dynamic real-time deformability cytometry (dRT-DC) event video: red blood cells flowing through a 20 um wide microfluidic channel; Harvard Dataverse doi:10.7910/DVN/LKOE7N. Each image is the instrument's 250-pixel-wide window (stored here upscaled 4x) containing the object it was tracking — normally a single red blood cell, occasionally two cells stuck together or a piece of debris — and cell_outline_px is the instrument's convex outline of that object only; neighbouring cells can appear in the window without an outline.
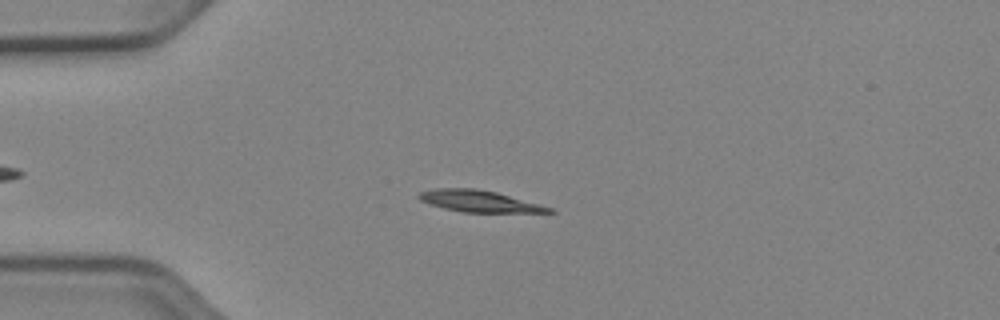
{"species": "Egyptian fruit bat (a non-hibernating species)", "species_latin": "Rousettus aegyptiacus", "temperature_condition": "cold", "stored_images_in_passage": 49, "camera_frame_rate_fps": 3000, "um_per_image_px": 0.085, "animal": {"sex": "female"}, "frame": {"image": 1, "passage_image": 10, "time_ms": 3.0, "image_size_px": [1000, 320], "cell_outline_px": [[556, 212], [464, 212], [444, 208], [428, 204], [420, 200], [416, 196], [420, 192], [436, 188], [476, 188], [496, 192], [540, 204], [552, 208]], "centroid_in_image_um": [40.69, 17.09], "position_along_channel_um": 44.3, "area_um2": 16.24}}
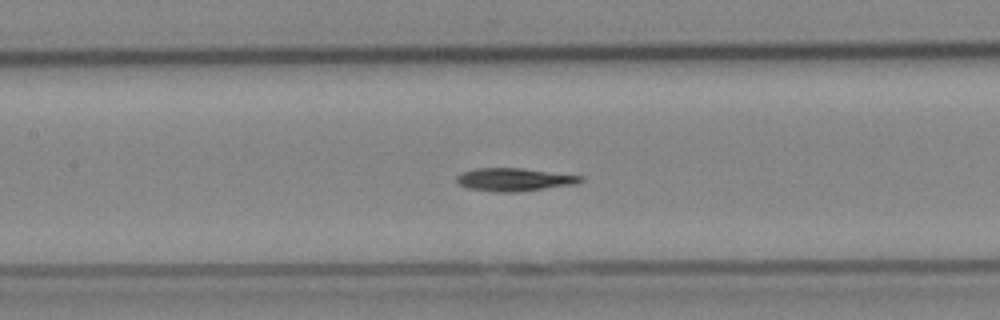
{"frame": {"image": 2, "passage_image": 21, "time_ms": 6.667, "image_size_px": [1000, 320], "cell_outline_px": [[584, 180], [576, 184], [516, 192], [496, 192], [468, 188], [460, 184], [456, 180], [456, 176], [460, 172], [476, 168], [520, 168], [584, 176]], "centroid_in_image_um": [43.7, 15.26], "position_along_channel_um": 163.7, "area_um2": 16.59}}
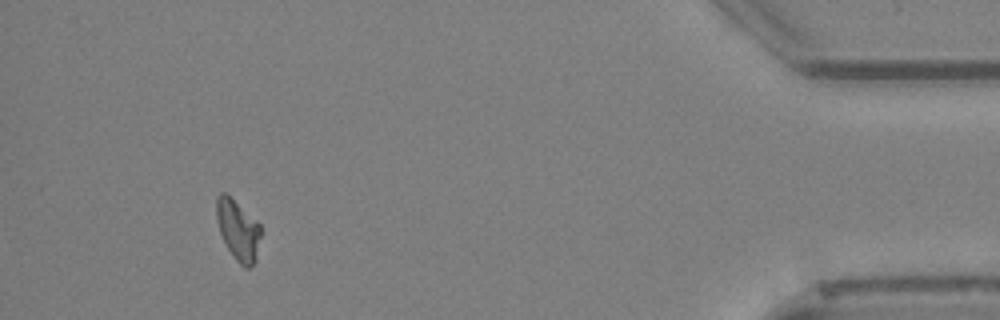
{"frame": {"image": 3, "passage_image": 45, "time_ms": 14.667, "image_size_px": [1000, 320], "cell_outline_px": [[260, 236], [256, 260], [248, 268], [244, 268], [236, 260], [228, 248], [220, 232], [216, 216], [216, 196], [220, 192], [224, 192], [256, 220], [260, 224]], "centroid_in_image_um": [20.22, 19.55], "position_along_channel_um": 415.0, "area_um2": 15.26}}